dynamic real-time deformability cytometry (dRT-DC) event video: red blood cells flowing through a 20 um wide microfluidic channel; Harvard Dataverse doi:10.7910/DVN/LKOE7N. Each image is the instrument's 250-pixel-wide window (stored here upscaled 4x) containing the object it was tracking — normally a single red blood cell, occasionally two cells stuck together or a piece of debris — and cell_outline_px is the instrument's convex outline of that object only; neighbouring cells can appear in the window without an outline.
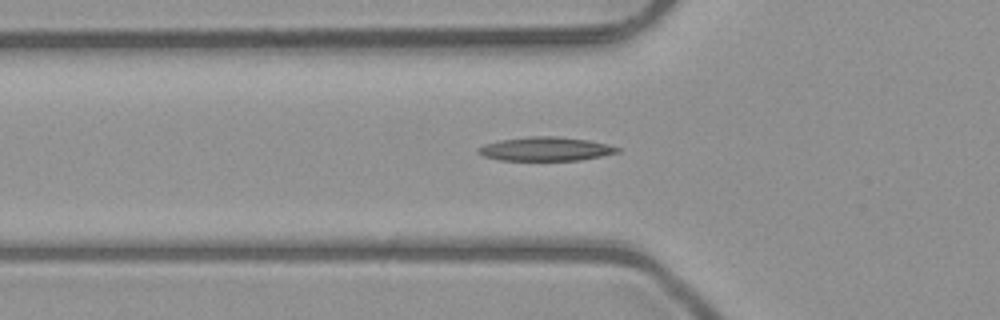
{"species": "common noctule bat (a hibernating species)", "species_latin": "Nyctalus noctula", "temperature_condition": "room temperature", "stored_images_in_passage": 47, "camera_frame_rate_fps": 3000, "um_per_image_px": 0.085, "animal": {"sex": "male", "body_mass_g": 23.1, "forearm_length_mm": 52.7}, "frame": {"image": 1, "passage_image": 18, "time_ms": 5.667, "image_size_px": [1000, 320], "cell_outline_px": [[620, 152], [580, 160], [500, 160], [484, 156], [476, 152], [484, 144], [500, 140], [528, 136], [560, 136], [588, 140], [608, 144], [620, 148]], "centroid_in_image_um": [46.39, 12.65], "position_along_channel_um": 79.4, "area_um2": 19.31}}
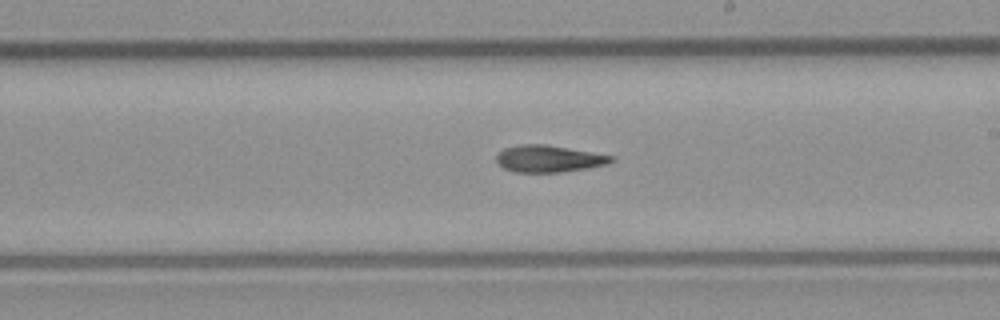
{"frame": {"image": 2, "passage_image": 30, "time_ms": 9.667, "image_size_px": [1000, 320], "cell_outline_px": [[616, 160], [608, 164], [588, 168], [560, 172], [516, 172], [504, 168], [496, 160], [496, 156], [504, 148], [520, 144], [544, 144], [612, 156]], "centroid_in_image_um": [46.64, 13.49], "position_along_channel_um": 242.4, "area_um2": 17.74}}
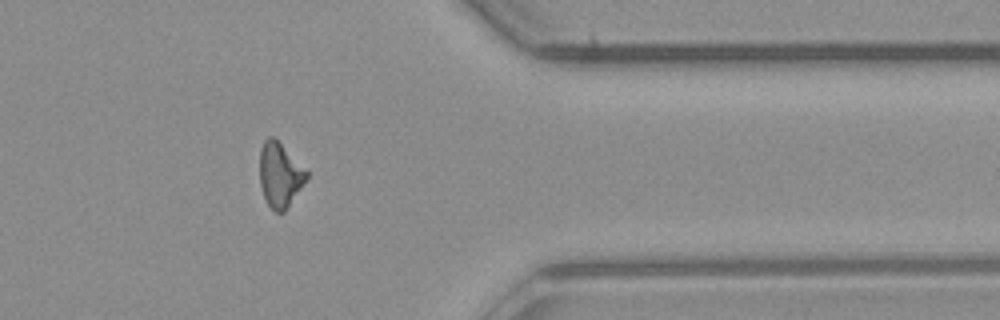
{"frame": {"image": 3, "passage_image": 42, "time_ms": 13.667, "image_size_px": [1000, 320], "cell_outline_px": [[308, 176], [284, 212], [276, 212], [268, 204], [264, 196], [260, 184], [260, 148], [264, 140], [268, 136], [272, 136], [308, 172]], "centroid_in_image_um": [23.76, 14.86], "position_along_channel_um": 387.6, "area_um2": 17.05}, "authors_computed_cell_mechanics": {"area_um2": 18.0914, "velocity_mm_per_s": 4.0385, "shape_relaxation_time_tau1_ms": null, "shape_relaxation_time_tau2_ms": 5.5563, "deformation_change_tau1": null, "deformation_change_tau2": 0.1596}}